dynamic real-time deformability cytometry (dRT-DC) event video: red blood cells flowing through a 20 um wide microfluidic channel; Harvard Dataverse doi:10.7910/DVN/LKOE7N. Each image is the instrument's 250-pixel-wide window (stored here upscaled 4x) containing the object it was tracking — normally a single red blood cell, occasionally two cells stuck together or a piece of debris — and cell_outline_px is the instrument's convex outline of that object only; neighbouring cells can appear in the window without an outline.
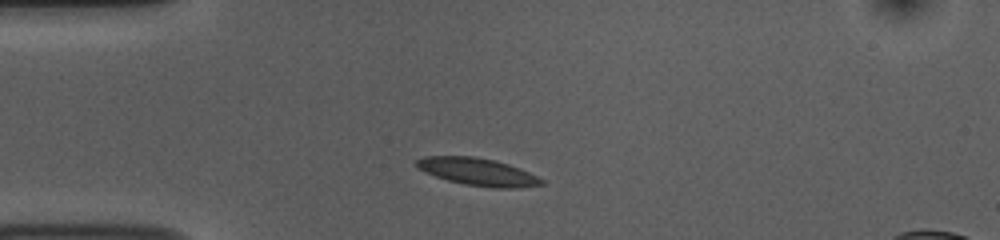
{"species": "common noctule bat (a hibernating species)", "species_latin": "Nyctalus noctula", "temperature_condition": "room temperature", "stored_images_in_passage": 41, "camera_frame_rate_fps": 3000, "um_per_image_px": 0.085, "animal": {"sex": "female", "body_mass_g": 10.0, "forearm_length_mm": 53.1}, "frame": {"image": 1, "passage_image": 1, "time_ms": 0.0, "image_size_px": [1000, 240], "cell_outline_px": [[544, 184], [516, 188], [492, 188], [464, 184], [448, 180], [424, 172], [416, 164], [416, 160], [424, 156], [476, 156], [496, 160], [520, 168], [544, 180]], "centroid_in_image_um": [40.62, 14.6], "position_along_channel_um": 44.4, "area_um2": 19.94}}
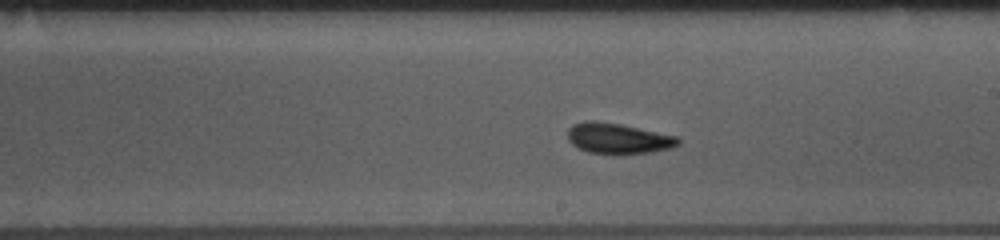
{"frame": {"image": 2, "passage_image": 18, "time_ms": 5.667, "image_size_px": [1000, 240], "cell_outline_px": [[680, 144], [672, 148], [652, 152], [616, 156], [588, 152], [576, 148], [568, 140], [568, 128], [572, 124], [584, 120], [596, 120], [620, 124], [676, 136], [680, 140]], "centroid_in_image_um": [52.5, 11.79], "position_along_channel_um": 236.5, "area_um2": 20.29}}
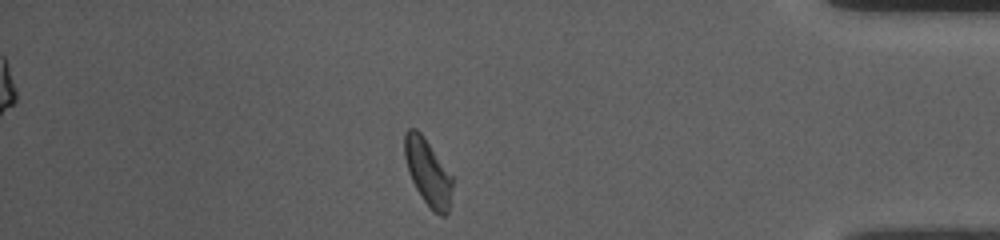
{"frame": {"image": 3, "passage_image": 34, "time_ms": 11.0, "image_size_px": [1000, 240], "cell_outline_px": [[452, 188], [448, 212], [444, 216], [440, 216], [432, 212], [420, 196], [408, 172], [404, 156], [404, 132], [408, 128], [416, 128], [424, 136], [452, 176]], "centroid_in_image_um": [36.35, 14.64], "position_along_channel_um": 398.9, "area_um2": 18.61}, "authors_computed_cell_mechanics": {"area_um2": 19.1896, "velocity_mm_per_s": 3.7111, "shape_relaxation_time_tau1_ms": 5.6093, "shape_relaxation_time_tau2_ms": 3.5117, "deformation_change_tau1": 0.1318, "deformation_change_tau2": 0.0957}}